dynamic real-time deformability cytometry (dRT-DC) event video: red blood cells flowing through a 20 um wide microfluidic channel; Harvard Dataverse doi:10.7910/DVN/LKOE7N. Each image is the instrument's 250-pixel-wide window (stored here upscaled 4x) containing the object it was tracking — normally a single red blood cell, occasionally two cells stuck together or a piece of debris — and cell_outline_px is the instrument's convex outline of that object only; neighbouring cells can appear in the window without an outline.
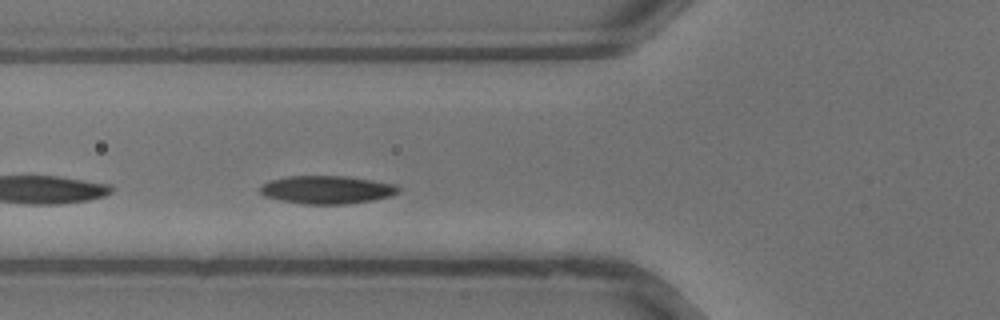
{"species": "common noctule bat (a hibernating species)", "species_latin": "Nyctalus noctula", "temperature_condition": "warm", "stored_images_in_passage": 26, "camera_frame_rate_fps": 3000, "um_per_image_px": 0.085, "animal": {"sex": "male", "body_mass_g": 13.3}, "frame": {"image": 1, "passage_image": 7, "time_ms": 2.0, "image_size_px": [1000, 320], "cell_outline_px": [[400, 192], [392, 196], [372, 200], [344, 204], [300, 204], [280, 200], [264, 196], [260, 192], [260, 184], [268, 180], [288, 176], [348, 176], [396, 184], [400, 188]], "centroid_in_image_um": [27.77, 16.12], "position_along_channel_um": 98.0, "area_um2": 22.89}}
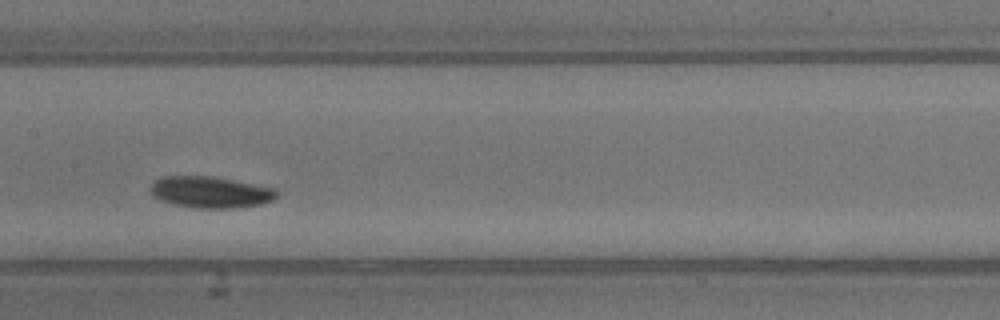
{"frame": {"image": 2, "passage_image": 12, "time_ms": 3.667, "image_size_px": [1000, 320], "cell_outline_px": [[280, 192], [272, 200], [260, 204], [236, 208], [196, 208], [172, 204], [160, 200], [152, 196], [148, 192], [152, 184], [156, 180], [164, 176], [212, 176], [276, 188]], "centroid_in_image_um": [17.87, 16.33], "position_along_channel_um": 189.5, "area_um2": 23.29}}
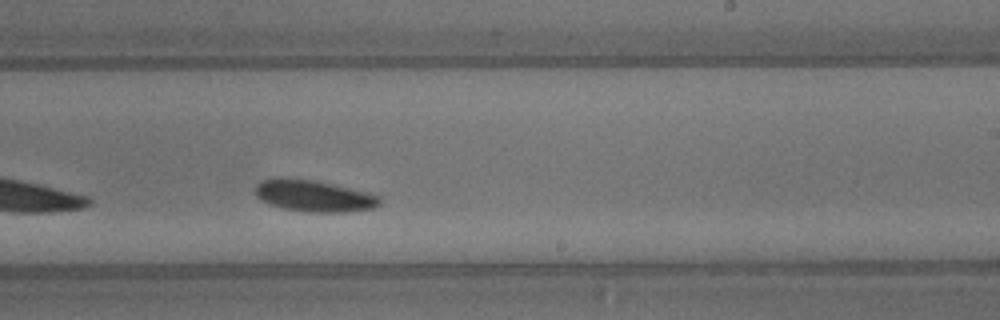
{"frame": {"image": 3, "passage_image": 16, "time_ms": 5.0, "image_size_px": [1000, 320], "cell_outline_px": [[380, 204], [376, 208], [348, 212], [308, 212], [280, 208], [268, 204], [260, 200], [256, 196], [256, 184], [264, 180], [276, 176], [288, 176], [312, 180], [372, 192], [380, 196]], "centroid_in_image_um": [26.68, 16.64], "position_along_channel_um": 262.3, "area_um2": 23.52}}